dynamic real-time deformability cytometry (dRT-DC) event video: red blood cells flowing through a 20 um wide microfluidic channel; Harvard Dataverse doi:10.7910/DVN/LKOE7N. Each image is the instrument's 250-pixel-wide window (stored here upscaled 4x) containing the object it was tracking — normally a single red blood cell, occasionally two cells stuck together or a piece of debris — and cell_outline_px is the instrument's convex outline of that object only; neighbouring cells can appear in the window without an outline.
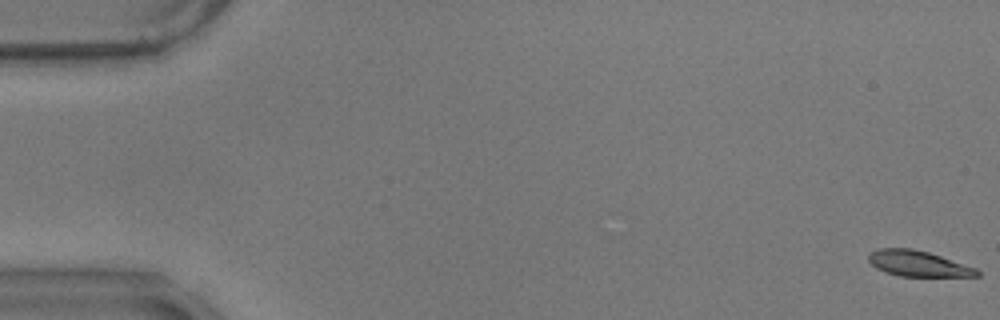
{"species": "common noctule bat (a hibernating species)", "species_latin": "Nyctalus noctula", "temperature_condition": "warm", "stored_images_in_passage": 60, "camera_frame_rate_fps": 3000, "um_per_image_px": 0.085, "animal": {"sex": "male", "body_mass_g": 17.9}, "frame": {"image": 1, "passage_image": 1, "time_ms": 0.0, "image_size_px": [1000, 320], "cell_outline_px": [[980, 276], [900, 276], [884, 272], [876, 268], [868, 260], [868, 256], [876, 248], [912, 248], [928, 252], [976, 268], [980, 272]], "centroid_in_image_um": [78.01, 22.4], "position_along_channel_um": 7.0, "area_um2": 16.13}}
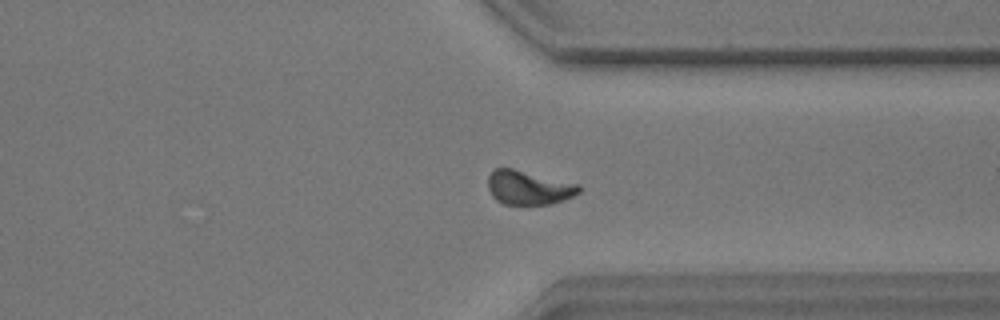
{"frame": {"image": 2, "passage_image": 45, "time_ms": 14.667, "image_size_px": [1000, 320], "cell_outline_px": [[580, 192], [564, 200], [552, 204], [504, 204], [496, 200], [492, 196], [488, 188], [488, 176], [496, 168], [512, 168], [580, 184]], "centroid_in_image_um": [44.94, 15.95], "position_along_channel_um": 366.5, "area_um2": 18.03}}
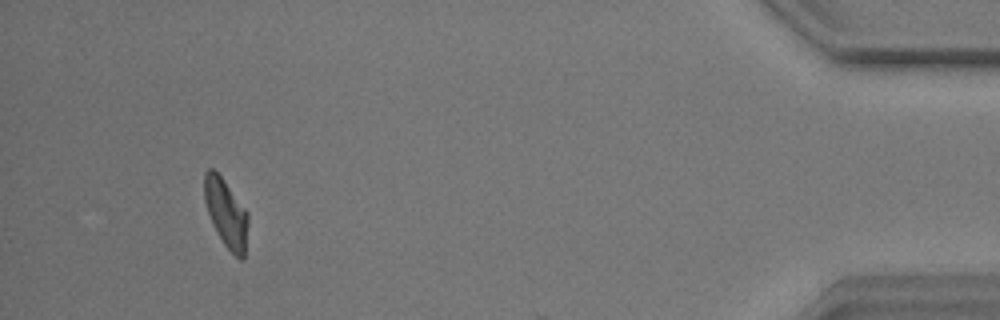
{"frame": {"image": 3, "passage_image": 55, "time_ms": 18.0, "image_size_px": [1000, 320], "cell_outline_px": [[248, 220], [244, 260], [240, 260], [224, 244], [216, 232], [212, 224], [204, 200], [204, 172], [208, 168], [212, 168], [220, 176], [248, 212]], "centroid_in_image_um": [19.21, 18.13], "position_along_channel_um": 416.0, "area_um2": 17.22}, "authors_computed_cell_mechanics": {"area_um2": 17.5712, "velocity_mm_per_s": 3.4749, "shape_relaxation_time_tau1_ms": 6.1369, "shape_relaxation_time_tau2_ms": 2.5363, "deformation_change_tau1": 0.1826, "deformation_change_tau2": 0.0762}}